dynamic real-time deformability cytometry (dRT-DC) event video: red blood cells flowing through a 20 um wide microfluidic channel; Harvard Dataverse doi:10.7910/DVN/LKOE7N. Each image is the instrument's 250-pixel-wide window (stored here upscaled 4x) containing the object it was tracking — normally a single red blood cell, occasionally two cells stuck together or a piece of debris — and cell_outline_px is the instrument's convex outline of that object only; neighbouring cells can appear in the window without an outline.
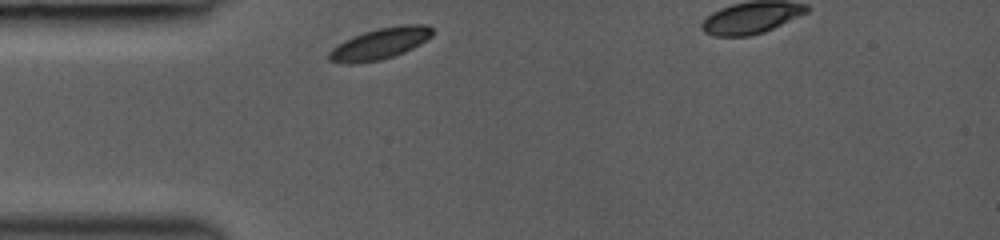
{"species": "common noctule bat (a hibernating species)", "species_latin": "Nyctalus noctula", "temperature_condition": "room temperature", "stored_images_in_passage": 28, "camera_frame_rate_fps": 3000, "um_per_image_px": 0.085, "animal": {"sex": "female", "body_mass_g": 19.0, "forearm_length_mm": 53.3}, "frame": {"image": 1, "passage_image": 1, "time_ms": 0.0, "image_size_px": [1000, 240], "cell_outline_px": [[432, 36], [420, 44], [404, 52], [380, 60], [352, 64], [344, 64], [328, 60], [328, 52], [332, 48], [344, 40], [352, 36], [376, 28], [400, 24], [428, 24], [432, 28]], "centroid_in_image_um": [32.28, 3.7], "position_along_channel_um": 52.7, "area_um2": 19.02}}
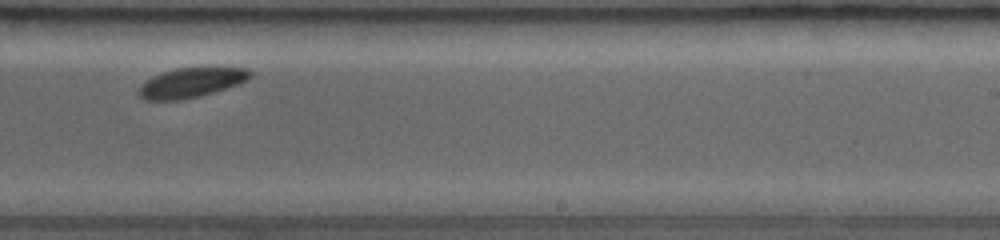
{"frame": {"image": 2, "passage_image": 18, "time_ms": 5.667, "image_size_px": [1000, 240], "cell_outline_px": [[252, 76], [248, 80], [200, 96], [184, 100], [144, 100], [136, 92], [140, 84], [152, 76], [176, 68], [216, 64], [248, 68], [252, 72]], "centroid_in_image_um": [16.29, 6.96], "position_along_channel_um": 272.7, "area_um2": 20.23}}
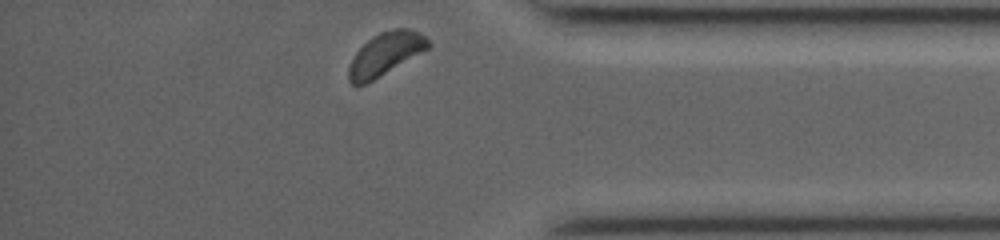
{"frame": {"image": 3, "passage_image": 28, "time_ms": 9.0, "image_size_px": [1000, 240], "cell_outline_px": [[432, 44], [428, 48], [372, 80], [356, 88], [348, 80], [348, 68], [356, 52], [372, 36], [380, 32], [396, 28], [408, 28], [420, 32]], "centroid_in_image_um": [32.73, 4.58], "position_along_channel_um": 402.5, "area_um2": 19.48}}